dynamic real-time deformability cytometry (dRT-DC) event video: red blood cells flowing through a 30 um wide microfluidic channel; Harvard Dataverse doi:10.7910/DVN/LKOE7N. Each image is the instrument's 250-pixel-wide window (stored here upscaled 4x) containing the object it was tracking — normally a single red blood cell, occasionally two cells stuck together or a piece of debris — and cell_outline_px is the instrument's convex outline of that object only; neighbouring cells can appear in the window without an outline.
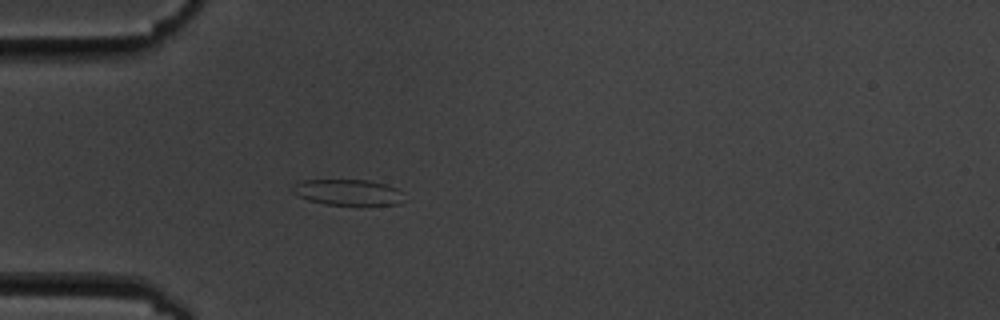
{"species": "common noctule bat (a hibernating species)", "species_latin": "Nyctalus noctula", "temperature_condition": "cold", "stored_images_in_passage": 6, "camera_frame_rate_fps": 3000, "um_per_image_px": 0.085, "animal": {"sex": "male", "body_mass_g": 19.5, "forearm_length_mm": 54.6}, "frame": {"image": 1, "passage_image": 6, "time_ms": 5.333, "image_size_px": [1000, 320], "cell_outline_px": [[400, 204], [324, 204], [308, 200], [292, 192], [292, 184], [300, 180], [368, 180], [384, 184], [396, 188], [400, 192]], "centroid_in_image_um": [29.47, 16.32], "position_along_channel_um": 55.5, "area_um2": 16.42}}